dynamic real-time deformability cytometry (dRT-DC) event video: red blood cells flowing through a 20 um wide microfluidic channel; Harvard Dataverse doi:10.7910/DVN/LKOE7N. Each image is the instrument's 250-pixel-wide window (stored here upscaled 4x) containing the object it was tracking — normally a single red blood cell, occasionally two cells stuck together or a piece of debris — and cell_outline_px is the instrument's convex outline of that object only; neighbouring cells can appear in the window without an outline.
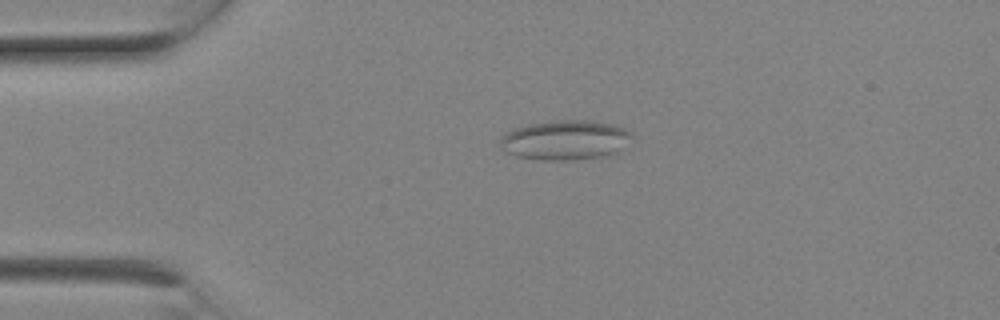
{"species": "Egyptian fruit bat (a non-hibernating species)", "species_latin": "Rousettus aegyptiacus", "temperature_condition": "room temperature", "stored_images_in_passage": 4, "camera_frame_rate_fps": 3000, "um_per_image_px": 0.085, "animal": {"sex": "female"}, "frame": {"image": 1, "passage_image": 1, "time_ms": 0.0, "image_size_px": [1000, 320], "cell_outline_px": [[636, 136], [624, 148], [616, 152], [600, 156], [572, 160], [540, 160], [516, 156], [504, 152], [500, 148], [500, 136], [512, 128], [528, 124], [552, 120], [588, 120], [616, 124], [632, 132]], "centroid_in_image_um": [48.05, 11.89], "position_along_channel_um": 37.0, "area_um2": 31.1}}